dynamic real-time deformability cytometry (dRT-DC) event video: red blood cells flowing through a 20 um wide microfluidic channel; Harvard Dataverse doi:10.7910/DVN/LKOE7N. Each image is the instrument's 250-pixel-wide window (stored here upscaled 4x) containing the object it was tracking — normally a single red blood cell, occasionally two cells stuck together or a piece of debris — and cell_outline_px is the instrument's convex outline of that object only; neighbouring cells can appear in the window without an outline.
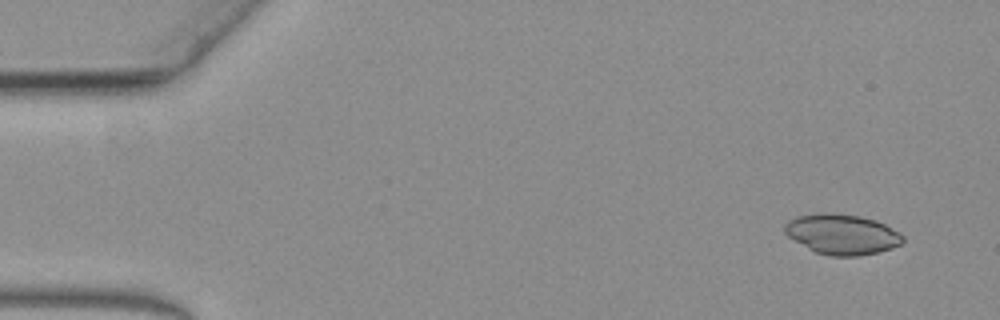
{"species": "common noctule bat (a hibernating species)", "species_latin": "Nyctalus noctula", "temperature_condition": "warm", "stored_images_in_passage": 7, "segment_of_instrument_passage": [1, 2], "camera_frame_rate_fps": 3000, "um_per_image_px": 0.085, "animal": {"sex": "female", "body_mass_g": 19.3, "forearm_length_mm": 54.1}, "frame": {"image": 1, "passage_image": 1, "time_ms": 0.0, "image_size_px": [1000, 320], "cell_outline_px": [[904, 240], [900, 244], [892, 248], [880, 252], [860, 256], [828, 256], [816, 252], [808, 248], [788, 236], [784, 232], [784, 224], [788, 220], [796, 216], [828, 212], [860, 216], [876, 220], [900, 232], [904, 236]], "centroid_in_image_um": [71.58, 19.91], "position_along_channel_um": 13.4, "area_um2": 27.86}}